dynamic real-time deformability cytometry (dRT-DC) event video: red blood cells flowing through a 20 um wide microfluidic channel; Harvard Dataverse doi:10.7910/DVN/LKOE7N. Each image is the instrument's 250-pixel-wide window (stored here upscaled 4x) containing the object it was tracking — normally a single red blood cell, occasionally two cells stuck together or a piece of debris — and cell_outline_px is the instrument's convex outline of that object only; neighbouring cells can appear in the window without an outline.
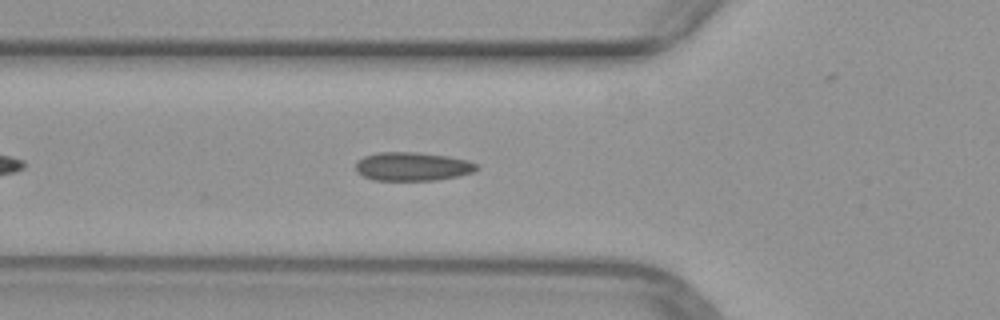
{"species": "common noctule bat (a hibernating species)", "species_latin": "Nyctalus noctula", "temperature_condition": "warm", "stored_images_in_passage": 41, "camera_frame_rate_fps": 3000, "um_per_image_px": 0.085, "animal": {"sex": "female", "body_mass_g": 29.2, "forearm_length_mm": 56.3}, "frame": {"image": 1, "passage_image": 7, "time_ms": 2.0, "image_size_px": [1000, 320], "cell_outline_px": [[480, 168], [472, 172], [456, 176], [436, 180], [372, 180], [356, 172], [356, 160], [364, 156], [380, 152], [416, 152], [448, 156], [468, 160], [480, 164]], "centroid_in_image_um": [35.06, 14.14], "position_along_channel_um": 90.7, "area_um2": 20.29}}
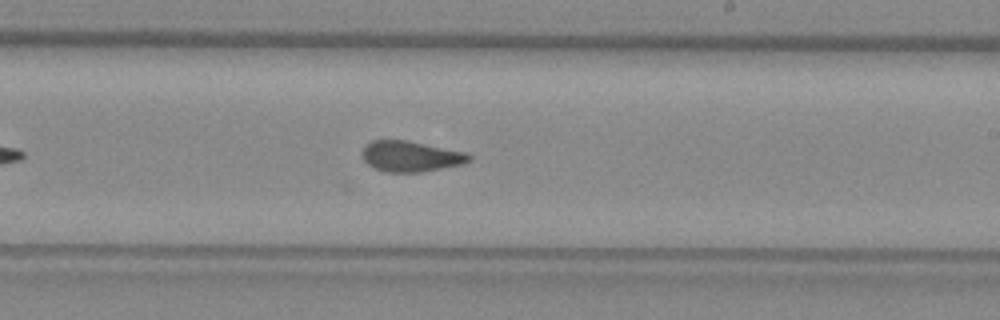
{"frame": {"image": 2, "passage_image": 19, "time_ms": 6.0, "image_size_px": [1000, 320], "cell_outline_px": [[472, 160], [460, 164], [420, 172], [384, 172], [368, 164], [364, 160], [364, 148], [372, 140], [404, 140], [468, 152], [472, 156]], "centroid_in_image_um": [34.95, 13.29], "position_along_channel_um": 254.0, "area_um2": 18.79}}
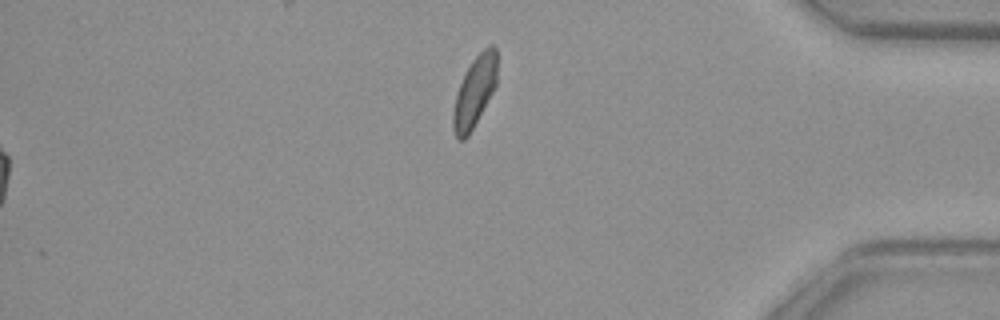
{"frame": {"image": 3, "passage_image": 41, "time_ms": 13.333, "image_size_px": [1000, 320], "cell_outline_px": [[496, 84], [492, 92], [468, 136], [464, 140], [460, 140], [456, 136], [452, 128], [452, 116], [456, 96], [460, 84], [472, 60], [488, 44], [492, 44], [496, 48]], "centroid_in_image_um": [40.33, 7.79], "position_along_channel_um": 394.9, "area_um2": 17.63}}